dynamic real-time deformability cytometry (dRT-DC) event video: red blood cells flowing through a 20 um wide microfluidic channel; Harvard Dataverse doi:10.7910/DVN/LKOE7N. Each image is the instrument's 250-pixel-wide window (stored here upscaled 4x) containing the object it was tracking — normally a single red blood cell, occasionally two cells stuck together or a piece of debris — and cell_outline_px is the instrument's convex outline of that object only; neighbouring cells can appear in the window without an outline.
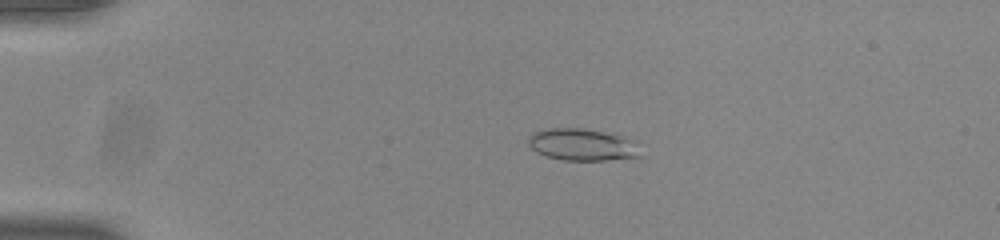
{"species": "common noctule bat (a hibernating species)", "species_latin": "Nyctalus noctula", "temperature_condition": "room temperature", "stored_images_in_passage": 54, "camera_frame_rate_fps": 3000, "um_per_image_px": 0.085, "animal": {"sex": "male", "body_mass_g": 20.0, "forearm_length_mm": 53.3}, "frame": {"image": 1, "passage_image": 13, "time_ms": 4.0, "image_size_px": [1000, 240], "cell_outline_px": [[644, 156], [608, 160], [564, 160], [548, 156], [536, 152], [528, 144], [528, 136], [532, 132], [548, 128], [584, 128], [616, 132], [632, 140]], "centroid_in_image_um": [49.53, 12.27], "position_along_channel_um": 35.5, "area_um2": 21.33}}
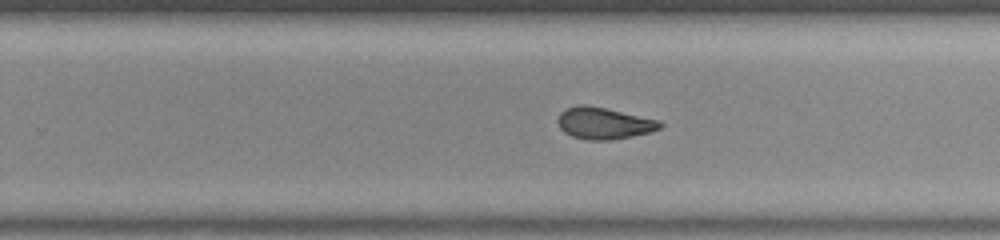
{"frame": {"image": 2, "passage_image": 36, "time_ms": 11.667, "image_size_px": [1000, 240], "cell_outline_px": [[664, 124], [660, 128], [648, 132], [632, 136], [612, 140], [588, 140], [572, 136], [564, 132], [560, 128], [556, 120], [560, 112], [564, 108], [580, 104], [584, 104], [604, 108], [660, 120]], "centroid_in_image_um": [51.29, 10.47], "position_along_channel_um": 278.5, "area_um2": 18.9}}
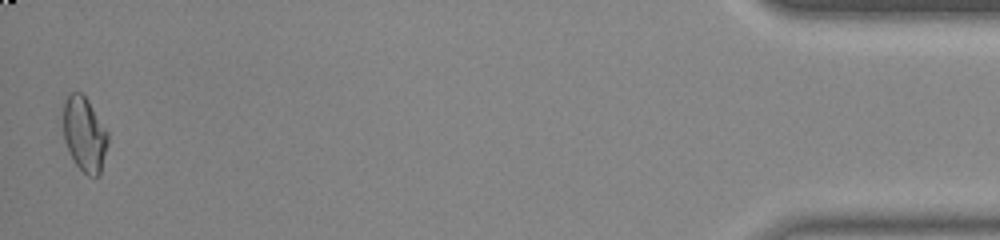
{"frame": {"image": 3, "passage_image": 54, "time_ms": 17.667, "image_size_px": [1000, 240], "cell_outline_px": [[108, 144], [100, 176], [88, 176], [76, 164], [64, 140], [64, 100], [68, 92], [80, 92], [88, 100], [108, 132]], "centroid_in_image_um": [7.2, 11.4], "position_along_channel_um": 428.0, "area_um2": 19.36}, "authors_computed_cell_mechanics": {"area_um2": 19.4208, "velocity_mm_per_s": 3.8731, "shape_relaxation_time_tau1_ms": null, "shape_relaxation_time_tau2_ms": 1.9352, "deformation_change_tau1": null, "deformation_change_tau2": 0.0657}}